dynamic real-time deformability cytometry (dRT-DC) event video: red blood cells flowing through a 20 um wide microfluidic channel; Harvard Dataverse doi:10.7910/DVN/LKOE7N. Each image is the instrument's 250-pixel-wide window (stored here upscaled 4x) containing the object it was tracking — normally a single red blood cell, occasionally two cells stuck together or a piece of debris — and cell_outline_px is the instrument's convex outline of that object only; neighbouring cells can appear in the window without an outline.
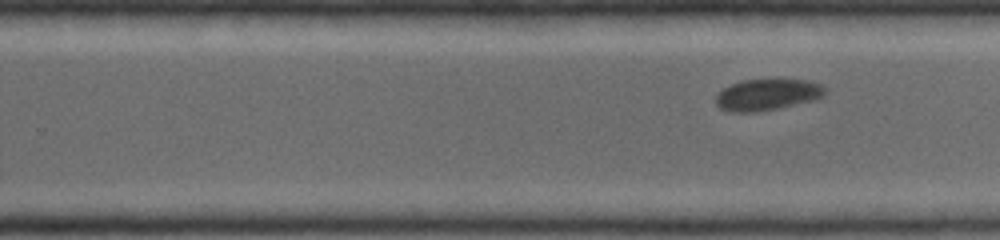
{"species": "common noctule bat (a hibernating species)", "species_latin": "Nyctalus noctula", "temperature_condition": "warm", "stored_images_in_passage": 16, "camera_frame_rate_fps": 5000, "um_per_image_px": 0.085, "animal": {"sex": "female", "body_mass_g": 19.0, "forearm_length_mm": 53.3}, "frame": {"image": 1, "passage_image": 16, "time_ms": 3.0, "image_size_px": [1000, 240], "cell_outline_px": [[824, 96], [812, 100], [776, 108], [756, 112], [732, 112], [720, 108], [716, 104], [716, 96], [724, 88], [732, 84], [744, 80], [804, 80], [820, 84], [824, 88]], "centroid_in_image_um": [65.18, 8.05], "position_along_channel_um": 264.6, "area_um2": 19.42}}